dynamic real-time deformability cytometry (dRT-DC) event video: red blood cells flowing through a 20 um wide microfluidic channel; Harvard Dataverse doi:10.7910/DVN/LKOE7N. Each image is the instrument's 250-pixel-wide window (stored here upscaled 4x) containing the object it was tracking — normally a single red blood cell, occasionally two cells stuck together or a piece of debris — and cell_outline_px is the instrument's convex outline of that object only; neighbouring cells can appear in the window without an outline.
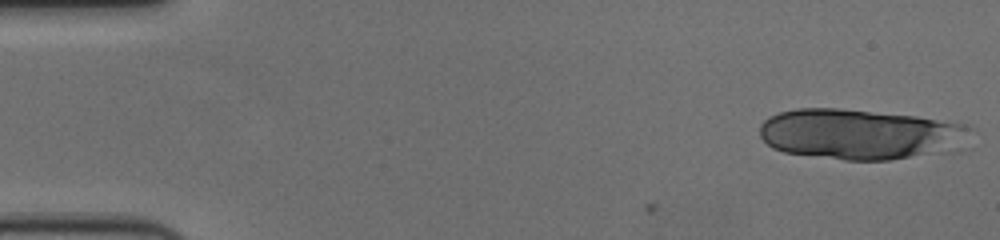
{"species": "human", "species_latin": "Homo sapiens", "temperature_condition": "cold", "stored_images_in_passage": 17, "camera_frame_rate_fps": 3000, "um_per_image_px": 0.085, "donor": {"sex": "female"}, "frame": {"image": 1, "passage_image": 1, "time_ms": 0.0, "image_size_px": [1000, 240], "cell_outline_px": [[972, 128], [920, 152], [908, 156], [888, 160], [844, 160], [784, 152], [772, 148], [760, 136], [760, 124], [768, 116], [780, 112], [796, 108], [840, 108], [916, 116], [968, 124]], "centroid_in_image_um": [72.65, 11.34], "position_along_channel_um": 12.3, "area_um2": 58.49}}